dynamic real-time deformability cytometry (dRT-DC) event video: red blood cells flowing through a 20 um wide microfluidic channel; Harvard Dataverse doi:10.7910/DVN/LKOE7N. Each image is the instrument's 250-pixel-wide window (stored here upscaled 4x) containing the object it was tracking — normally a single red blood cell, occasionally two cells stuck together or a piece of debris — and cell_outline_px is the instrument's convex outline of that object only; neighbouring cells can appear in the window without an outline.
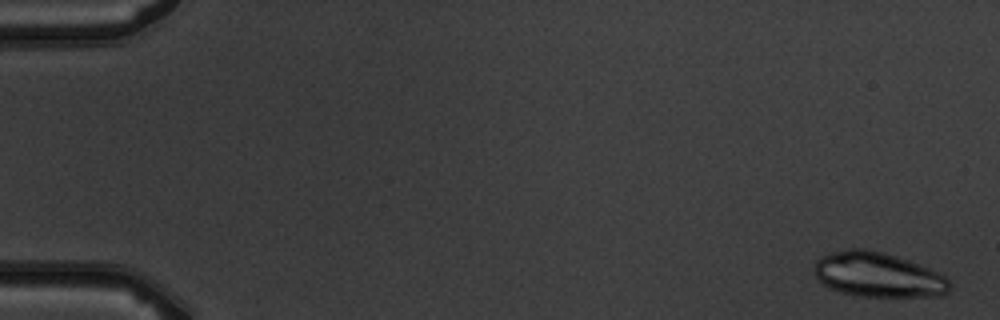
{"species": "common noctule bat (a hibernating species)", "species_latin": "Nyctalus noctula", "temperature_condition": "warm", "stored_images_in_passage": 5, "camera_frame_rate_fps": 3000, "um_per_image_px": 0.085, "animal": {"sex": "male", "body_mass_g": 19.5, "forearm_length_mm": 54.6}, "frame": {"image": 1, "passage_image": 1, "time_ms": 0.0, "image_size_px": [1000, 320], "cell_outline_px": [[948, 292], [940, 296], [856, 296], [840, 292], [824, 284], [812, 272], [812, 268], [816, 260], [820, 256], [832, 252], [848, 248], [864, 248], [896, 256], [908, 260], [928, 268], [944, 276], [948, 280]], "centroid_in_image_um": [74.56, 23.35], "position_along_channel_um": 10.4, "area_um2": 35.08}}